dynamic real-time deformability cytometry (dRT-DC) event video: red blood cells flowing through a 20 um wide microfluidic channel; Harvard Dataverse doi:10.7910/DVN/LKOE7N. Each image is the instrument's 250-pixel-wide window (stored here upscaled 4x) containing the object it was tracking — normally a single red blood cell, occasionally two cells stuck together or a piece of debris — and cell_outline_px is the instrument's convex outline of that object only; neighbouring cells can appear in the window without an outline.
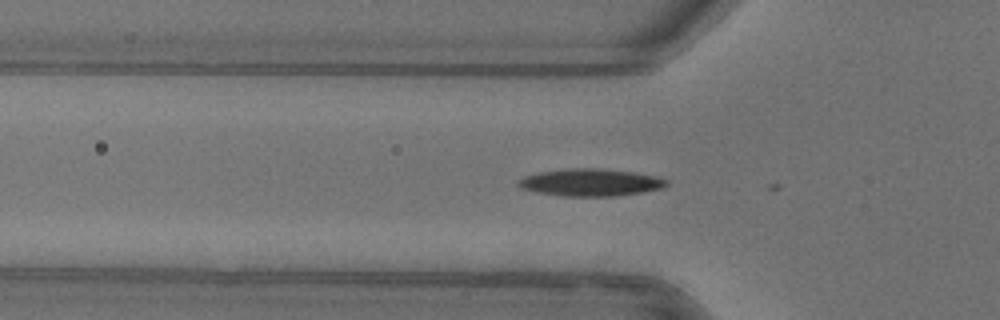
{"species": "common noctule bat (a hibernating species)", "species_latin": "Nyctalus noctula", "temperature_condition": "warm", "stored_images_in_passage": 3, "camera_frame_rate_fps": 3000, "um_per_image_px": 0.085, "animal": {"sex": "female"}, "frame": {"image": 1, "passage_image": 2, "time_ms": 0.333, "image_size_px": [1000, 320], "cell_outline_px": [[668, 184], [664, 188], [644, 192], [616, 196], [564, 196], [536, 192], [520, 188], [516, 184], [516, 180], [524, 176], [540, 172], [568, 168], [596, 168], [632, 172], [656, 176], [668, 180]], "centroid_in_image_um": [50.18, 15.51], "position_along_channel_um": 75.6, "area_um2": 23.7}}